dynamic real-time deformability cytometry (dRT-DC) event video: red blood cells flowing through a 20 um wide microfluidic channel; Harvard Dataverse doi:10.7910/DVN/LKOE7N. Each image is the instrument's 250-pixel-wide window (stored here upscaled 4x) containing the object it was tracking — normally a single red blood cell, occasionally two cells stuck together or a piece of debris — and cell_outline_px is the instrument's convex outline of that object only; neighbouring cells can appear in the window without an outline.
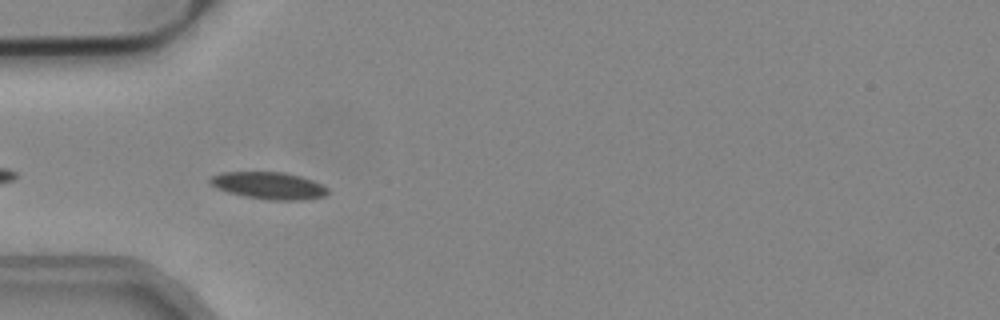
{"species": "common noctule bat (a hibernating species)", "species_latin": "Nyctalus noctula", "temperature_condition": "cold", "stored_images_in_passage": 7, "camera_frame_rate_fps": 3000, "um_per_image_px": 0.085, "animal": {"sex": "male", "body_mass_g": 19.2, "forearm_length_mm": 51.8}, "frame": {"image": 1, "passage_image": 3, "time_ms": 0.667, "image_size_px": [1000, 320], "cell_outline_px": [[328, 192], [324, 196], [300, 200], [272, 200], [248, 196], [228, 192], [216, 188], [208, 184], [208, 180], [212, 176], [220, 172], [284, 172], [300, 176], [324, 184], [328, 188]], "centroid_in_image_um": [22.84, 15.76], "position_along_channel_um": 62.2, "area_um2": 18.55}}